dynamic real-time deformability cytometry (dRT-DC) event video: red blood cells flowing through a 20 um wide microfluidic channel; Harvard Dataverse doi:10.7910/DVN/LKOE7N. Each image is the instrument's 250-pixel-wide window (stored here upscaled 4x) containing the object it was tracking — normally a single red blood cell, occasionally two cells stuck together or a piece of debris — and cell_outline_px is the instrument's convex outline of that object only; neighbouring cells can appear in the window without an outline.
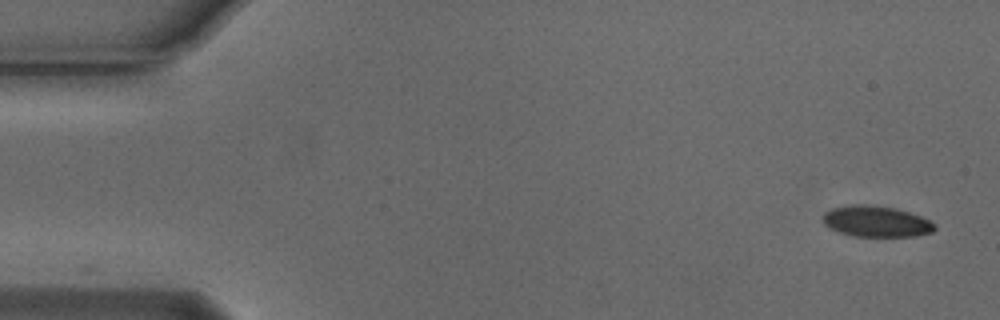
{"species": "Egyptian fruit bat (a non-hibernating species)", "species_latin": "Rousettus aegyptiacus", "temperature_condition": "cold", "stored_images_in_passage": 6, "camera_frame_rate_fps": 3000, "um_per_image_px": 0.085, "animal": {"sex": "male"}, "frame": {"image": 1, "passage_image": 1, "time_ms": 0.0, "image_size_px": [1000, 320], "cell_outline_px": [[936, 228], [932, 232], [916, 236], [852, 236], [828, 228], [824, 224], [824, 212], [832, 208], [852, 204], [872, 204], [896, 208], [920, 216], [936, 224]], "centroid_in_image_um": [74.47, 18.81], "position_along_channel_um": 10.5, "area_um2": 20.29}}
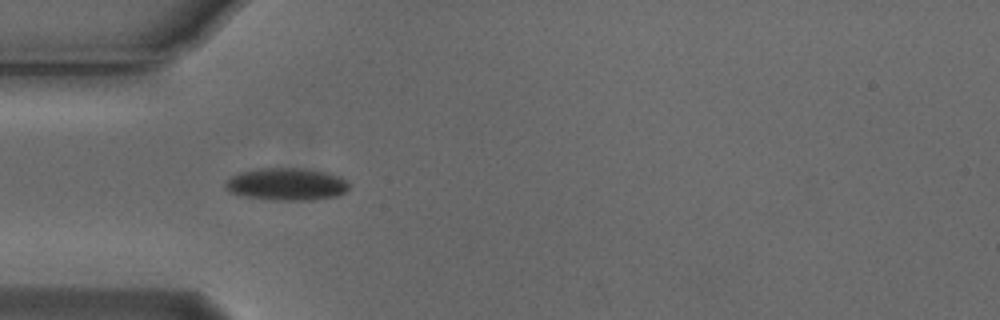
{"frame": {"image": 2, "passage_image": 5, "time_ms": 1.333, "image_size_px": [1000, 320], "cell_outline_px": [[348, 188], [344, 192], [336, 196], [312, 200], [272, 200], [248, 196], [228, 192], [224, 188], [224, 184], [232, 176], [240, 172], [260, 168], [300, 168], [324, 172], [336, 176], [344, 180], [348, 184]], "centroid_in_image_um": [24.31, 15.66], "position_along_channel_um": 60.7, "area_um2": 23.0}}
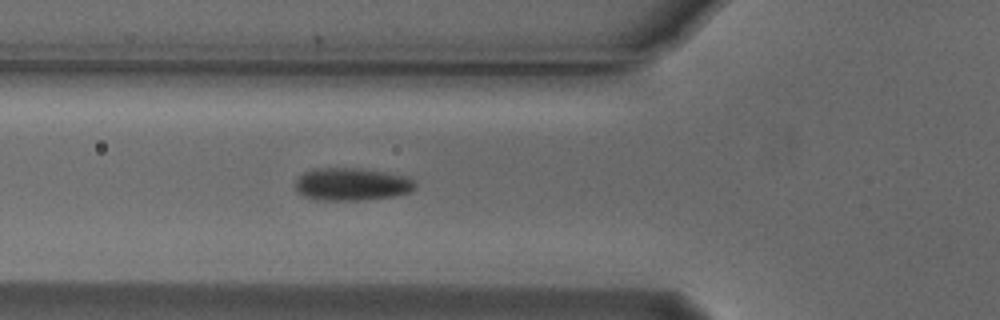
{"frame": {"image": 3, "passage_image": 6, "time_ms": 1.667, "image_size_px": [1000, 320], "cell_outline_px": [[416, 188], [408, 192], [392, 196], [364, 200], [316, 200], [304, 196], [296, 192], [296, 180], [304, 172], [312, 168], [364, 168], [408, 176], [416, 180]], "centroid_in_image_um": [29.91, 15.65], "position_along_channel_um": 95.9, "area_um2": 23.12}}